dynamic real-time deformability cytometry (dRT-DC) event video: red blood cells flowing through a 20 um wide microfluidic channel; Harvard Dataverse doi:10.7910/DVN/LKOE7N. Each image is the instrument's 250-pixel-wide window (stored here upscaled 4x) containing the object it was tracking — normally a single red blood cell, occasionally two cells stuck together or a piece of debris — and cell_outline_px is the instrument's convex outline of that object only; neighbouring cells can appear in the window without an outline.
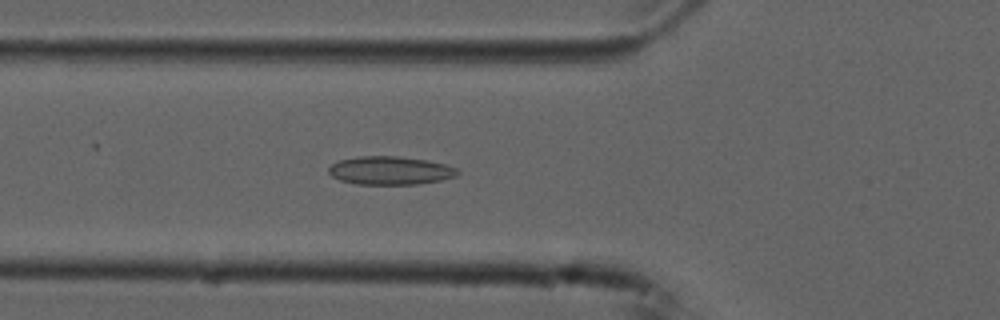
{"species": "common noctule bat (a hibernating species)", "species_latin": "Nyctalus noctula", "temperature_condition": "cold", "stored_images_in_passage": 43, "camera_frame_rate_fps": 3000, "um_per_image_px": 0.085, "animal": {"sex": "male", "forearm_length_mm": 52.5}, "frame": {"image": 1, "passage_image": 8, "time_ms": 2.333, "image_size_px": [1000, 320], "cell_outline_px": [[460, 172], [456, 176], [440, 180], [416, 184], [356, 184], [340, 180], [332, 176], [328, 172], [328, 168], [332, 164], [340, 160], [360, 156], [400, 156], [424, 160], [444, 164], [456, 168]], "centroid_in_image_um": [33.15, 14.49], "position_along_channel_um": 92.7, "area_um2": 21.1}}
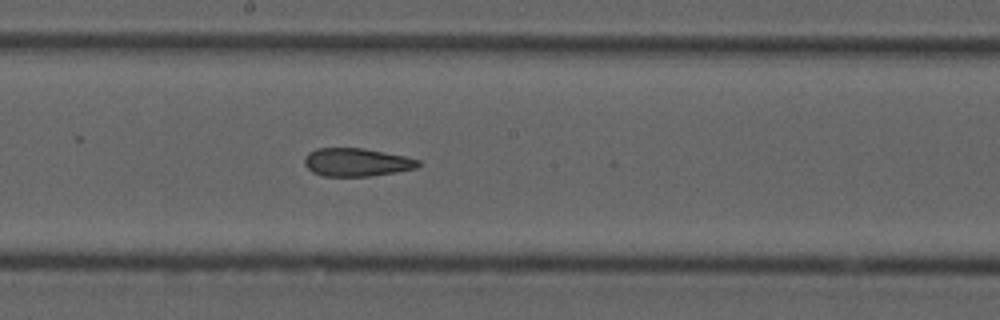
{"frame": {"image": 2, "passage_image": 18, "time_ms": 5.667, "image_size_px": [1000, 320], "cell_outline_px": [[420, 164], [416, 168], [396, 172], [372, 176], [324, 176], [312, 172], [304, 164], [304, 156], [308, 152], [316, 148], [364, 148], [404, 156], [420, 160]], "centroid_in_image_um": [30.28, 13.79], "position_along_channel_um": 217.9, "area_um2": 18.73}}
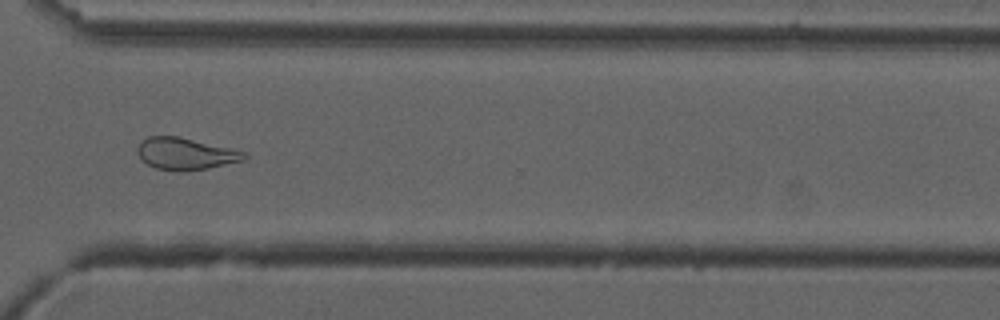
{"frame": {"image": 3, "passage_image": 29, "time_ms": 9.333, "image_size_px": [1000, 320], "cell_outline_px": [[248, 156], [244, 160], [208, 168], [184, 172], [172, 172], [156, 168], [148, 164], [136, 152], [136, 148], [148, 136], [180, 136], [232, 148], [248, 152]], "centroid_in_image_um": [15.81, 13.07], "position_along_channel_um": 354.8, "area_um2": 20.11}, "authors_computed_cell_mechanics": {"area_um2": 20.519, "velocity_mm_per_s": 3.7437, "shape_relaxation_time_tau1_ms": null, "shape_relaxation_time_tau2_ms": 2.827, "deformation_change_tau1": null, "deformation_change_tau2": 0.1189}}